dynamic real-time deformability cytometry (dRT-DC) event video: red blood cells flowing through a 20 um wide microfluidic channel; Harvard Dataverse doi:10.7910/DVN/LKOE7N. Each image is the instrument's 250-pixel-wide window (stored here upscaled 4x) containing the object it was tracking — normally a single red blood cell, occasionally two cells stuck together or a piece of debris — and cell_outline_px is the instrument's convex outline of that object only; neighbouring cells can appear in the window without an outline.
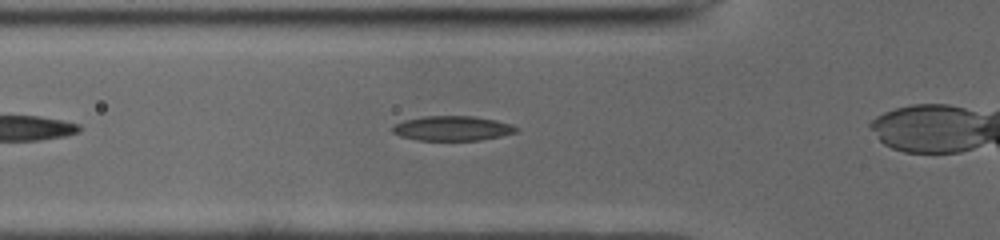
{"species": "common noctule bat (a hibernating species)", "species_latin": "Nyctalus noctula", "temperature_condition": "cold", "stored_images_in_passage": 28, "camera_frame_rate_fps": 3000, "um_per_image_px": 0.085, "animal": {"sex": "male", "body_mass_g": 19.0, "forearm_length_mm": 50.8}, "frame": {"image": 1, "passage_image": 5, "time_ms": 1.333, "image_size_px": [1000, 240], "cell_outline_px": [[520, 128], [516, 132], [500, 136], [480, 140], [420, 140], [400, 136], [392, 132], [392, 128], [396, 124], [404, 120], [424, 116], [472, 116], [496, 120], [512, 124]], "centroid_in_image_um": [38.48, 10.9], "position_along_channel_um": 87.3, "area_um2": 17.74}}
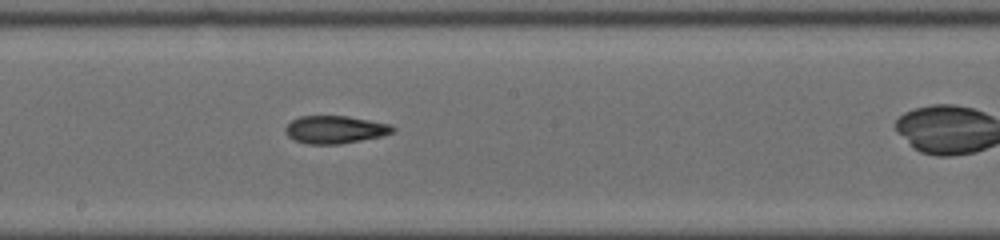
{"frame": {"image": 2, "passage_image": 15, "time_ms": 4.667, "image_size_px": [1000, 240], "cell_outline_px": [[396, 132], [384, 136], [340, 144], [308, 144], [296, 140], [288, 136], [284, 128], [292, 120], [300, 116], [348, 116], [392, 124], [396, 128]], "centroid_in_image_um": [28.55, 11.01], "position_along_channel_um": 219.6, "area_um2": 17.51}}
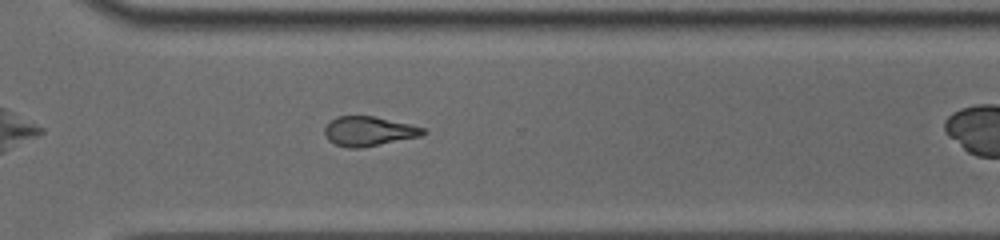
{"frame": {"image": 3, "passage_image": 24, "time_ms": 7.667, "image_size_px": [1000, 240], "cell_outline_px": [[428, 132], [420, 136], [360, 148], [348, 148], [336, 144], [328, 140], [324, 132], [324, 128], [336, 116], [372, 116], [408, 124], [424, 128]], "centroid_in_image_um": [31.32, 11.16], "position_along_channel_um": 339.3, "area_um2": 16.65}}